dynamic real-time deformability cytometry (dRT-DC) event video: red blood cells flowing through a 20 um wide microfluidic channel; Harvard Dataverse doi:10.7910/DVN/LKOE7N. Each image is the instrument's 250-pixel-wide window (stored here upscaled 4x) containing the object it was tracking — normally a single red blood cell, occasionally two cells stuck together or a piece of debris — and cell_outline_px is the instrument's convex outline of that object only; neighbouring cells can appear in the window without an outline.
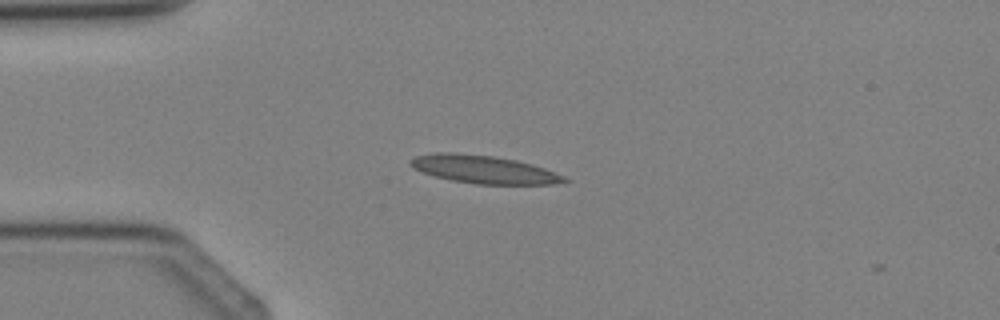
{"species": "Egyptian fruit bat (a non-hibernating species)", "species_latin": "Rousettus aegyptiacus", "temperature_condition": "cold", "stored_images_in_passage": 3, "camera_frame_rate_fps": 3000, "um_per_image_px": 0.085, "animal": {"sex": "female"}, "frame": {"image": 1, "passage_image": 2, "time_ms": 1.333, "image_size_px": [1000, 320], "cell_outline_px": [[568, 180], [552, 184], [476, 184], [452, 180], [436, 176], [412, 168], [408, 164], [408, 160], [416, 156], [432, 152], [452, 152], [492, 156], [516, 160], [532, 164], [544, 168], [564, 176]], "centroid_in_image_um": [41.05, 14.39], "position_along_channel_um": 43.9, "area_um2": 24.91}}